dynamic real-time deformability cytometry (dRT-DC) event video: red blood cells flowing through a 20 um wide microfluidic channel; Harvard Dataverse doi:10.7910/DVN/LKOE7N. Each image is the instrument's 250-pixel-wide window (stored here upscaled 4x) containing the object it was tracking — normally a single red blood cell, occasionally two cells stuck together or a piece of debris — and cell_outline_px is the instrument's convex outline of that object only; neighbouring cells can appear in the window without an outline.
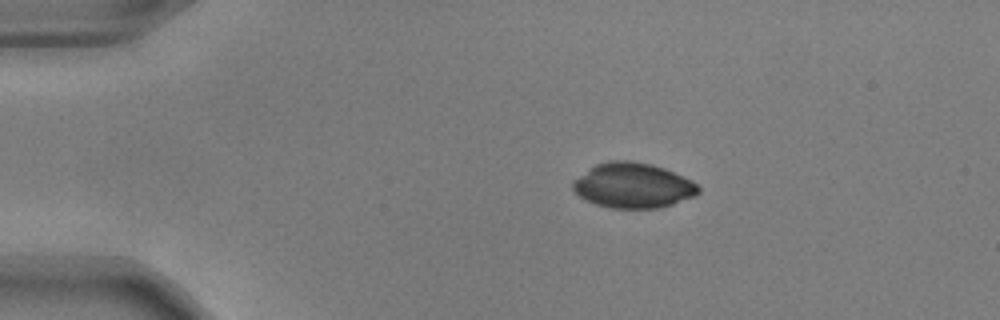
{"species": "common noctule bat (a hibernating species)", "species_latin": "Nyctalus noctula", "temperature_condition": "warm", "stored_images_in_passage": 20, "camera_frame_rate_fps": 3000, "um_per_image_px": 0.085, "animal": {"sex": "male", "body_mass_g": 17.9, "forearm_length_mm": 54.2}, "frame": {"image": 1, "passage_image": 1, "time_ms": 0.0, "image_size_px": [1000, 320], "cell_outline_px": [[700, 192], [696, 196], [672, 204], [656, 208], [612, 208], [596, 204], [580, 196], [572, 188], [572, 180], [596, 164], [608, 160], [628, 160], [652, 164], [664, 168], [692, 180], [700, 188]], "centroid_in_image_um": [53.82, 15.75], "position_along_channel_um": 31.2, "area_um2": 32.95}}